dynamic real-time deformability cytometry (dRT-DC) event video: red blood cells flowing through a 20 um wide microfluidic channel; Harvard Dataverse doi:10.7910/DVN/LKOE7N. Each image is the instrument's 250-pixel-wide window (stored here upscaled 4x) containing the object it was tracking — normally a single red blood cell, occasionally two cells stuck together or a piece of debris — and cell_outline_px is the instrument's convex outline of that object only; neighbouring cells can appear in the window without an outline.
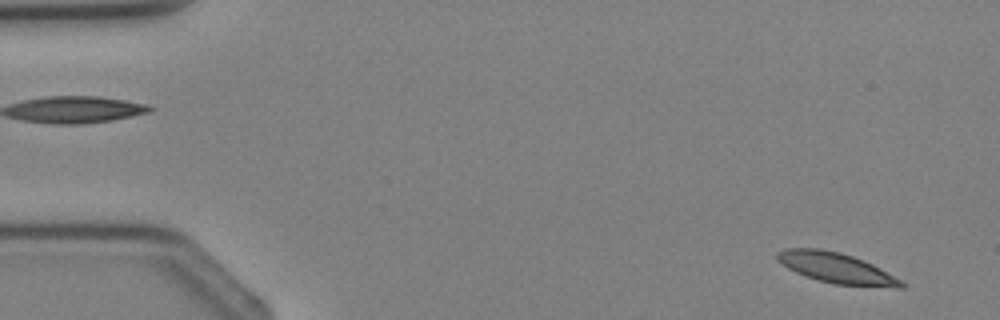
{"species": "Egyptian fruit bat (a non-hibernating species)", "species_latin": "Rousettus aegyptiacus", "temperature_condition": "cold", "stored_images_in_passage": 2, "segment_of_instrument_passage": [2, 2], "camera_frame_rate_fps": 3000, "um_per_image_px": 0.085, "animal": {"sex": "female"}, "frame": {"image": 1, "passage_image": 2, "time_ms": 1.333, "image_size_px": [1000, 320], "cell_outline_px": [[908, 284], [904, 288], [896, 288], [836, 284], [820, 280], [796, 272], [788, 268], [776, 260], [776, 252], [784, 248], [820, 248], [840, 252], [864, 260], [880, 268]], "centroid_in_image_um": [71.11, 22.77], "position_along_channel_um": 13.9, "area_um2": 22.02}}